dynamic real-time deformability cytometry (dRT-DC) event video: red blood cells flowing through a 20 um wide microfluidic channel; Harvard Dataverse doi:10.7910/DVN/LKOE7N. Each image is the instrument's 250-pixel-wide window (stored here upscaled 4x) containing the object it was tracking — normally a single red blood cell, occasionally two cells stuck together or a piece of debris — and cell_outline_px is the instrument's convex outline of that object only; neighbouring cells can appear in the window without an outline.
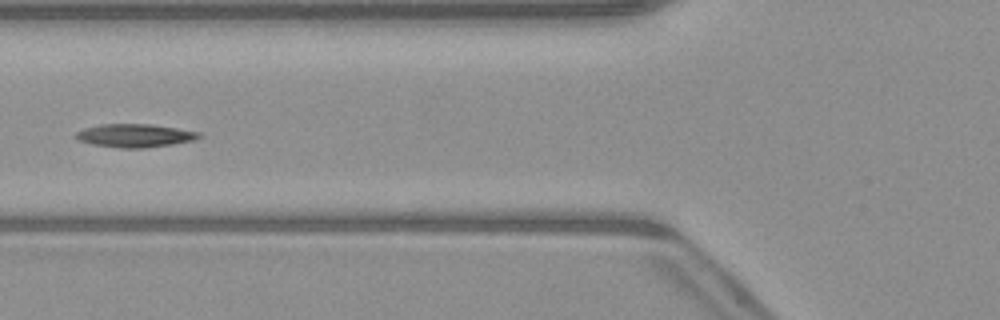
{"species": "common noctule bat (a hibernating species)", "species_latin": "Nyctalus noctula", "temperature_condition": "warm", "stored_images_in_passage": 6, "camera_frame_rate_fps": 3000, "um_per_image_px": 0.085, "animal": {"sex": "male", "body_mass_g": 23.1, "forearm_length_mm": 52.7}, "frame": {"image": 1, "passage_image": 5, "time_ms": 5.0, "image_size_px": [1000, 320], "cell_outline_px": [[200, 136], [196, 140], [172, 144], [144, 148], [120, 148], [92, 144], [80, 140], [72, 136], [76, 132], [84, 128], [100, 124], [152, 124], [200, 132]], "centroid_in_image_um": [11.44, 11.52], "position_along_channel_um": 114.4, "area_um2": 16.7}}
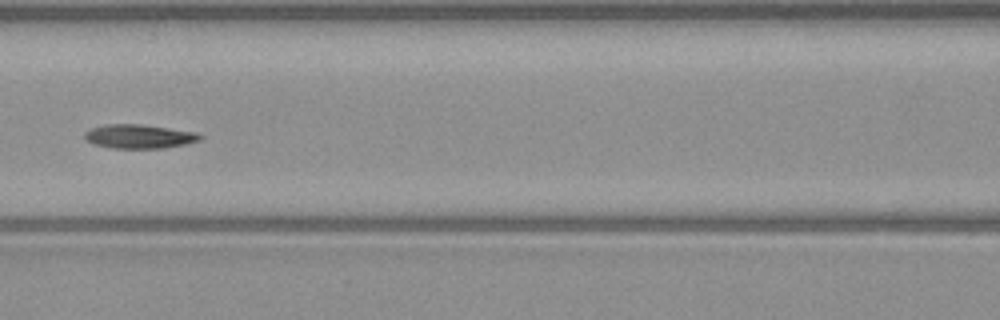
{"frame": {"image": 2, "passage_image": 6, "time_ms": 6.0, "image_size_px": [1000, 320], "cell_outline_px": [[204, 136], [200, 140], [184, 144], [164, 148], [112, 148], [92, 144], [84, 136], [84, 132], [92, 128], [104, 124], [140, 124], [196, 132]], "centroid_in_image_um": [11.82, 11.59], "position_along_channel_um": 154.8, "area_um2": 16.07}}